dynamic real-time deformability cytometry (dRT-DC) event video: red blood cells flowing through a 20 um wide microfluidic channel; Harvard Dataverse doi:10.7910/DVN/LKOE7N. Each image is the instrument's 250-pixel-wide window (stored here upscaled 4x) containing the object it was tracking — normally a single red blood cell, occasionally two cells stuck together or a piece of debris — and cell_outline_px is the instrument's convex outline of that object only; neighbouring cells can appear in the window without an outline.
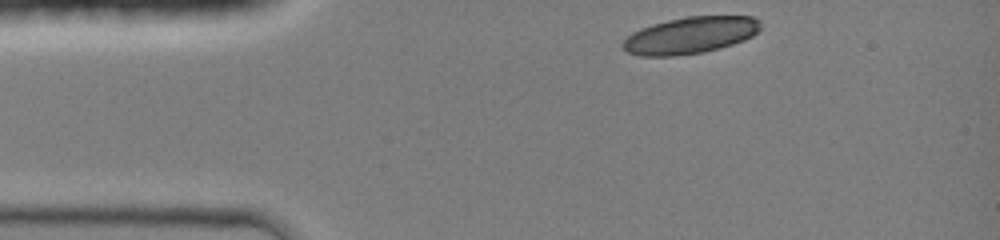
{"species": "common noctule bat (a hibernating species)", "species_latin": "Nyctalus noctula", "temperature_condition": "room temperature", "stored_images_in_passage": 33, "camera_frame_rate_fps": 3000, "um_per_image_px": 0.085, "animal": {"sex": "female", "body_mass_g": 19.0, "forearm_length_mm": 51.5}, "frame": {"image": 1, "passage_image": 1, "time_ms": 0.0, "image_size_px": [1000, 240], "cell_outline_px": [[764, 28], [752, 36], [744, 40], [732, 44], [704, 52], [676, 56], [640, 56], [628, 52], [620, 44], [632, 32], [640, 28], [652, 24], [684, 16], [752, 16], [760, 20]], "centroid_in_image_um": [58.7, 2.99], "position_along_channel_um": 26.3, "area_um2": 29.77}}